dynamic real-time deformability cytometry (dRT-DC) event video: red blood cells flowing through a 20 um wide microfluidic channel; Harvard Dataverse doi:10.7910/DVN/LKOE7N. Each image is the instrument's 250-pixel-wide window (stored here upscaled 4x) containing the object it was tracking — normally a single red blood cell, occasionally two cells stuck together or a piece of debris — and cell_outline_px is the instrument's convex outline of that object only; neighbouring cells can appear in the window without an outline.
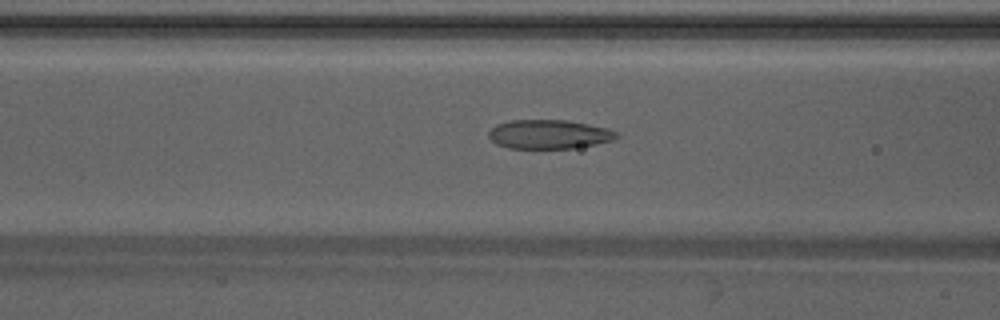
{"species": "Egyptian fruit bat (a non-hibernating species)", "species_latin": "Rousettus aegyptiacus", "temperature_condition": "warm", "stored_images_in_passage": 49, "camera_frame_rate_fps": 3000, "um_per_image_px": 0.085, "animal": {"sex": "male"}, "frame": {"image": 1, "passage_image": 20, "time_ms": 6.333, "image_size_px": [1000, 320], "cell_outline_px": [[620, 136], [612, 140], [596, 144], [572, 148], [508, 148], [496, 144], [488, 136], [488, 132], [496, 124], [512, 120], [568, 120], [608, 128], [616, 132]], "centroid_in_image_um": [46.66, 11.41], "position_along_channel_um": 119.9, "area_um2": 21.62}}
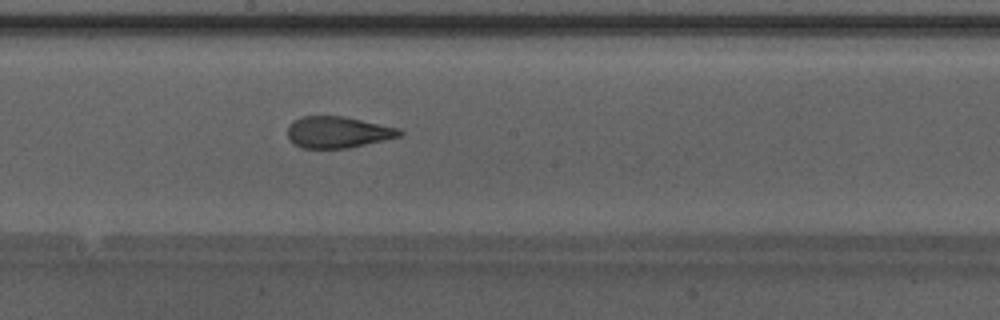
{"frame": {"image": 2, "passage_image": 27, "time_ms": 8.667, "image_size_px": [1000, 320], "cell_outline_px": [[404, 132], [400, 136], [384, 140], [348, 148], [304, 148], [296, 144], [288, 136], [288, 124], [300, 116], [344, 116], [400, 128]], "centroid_in_image_um": [28.73, 11.22], "position_along_channel_um": 219.5, "area_um2": 20.46}}
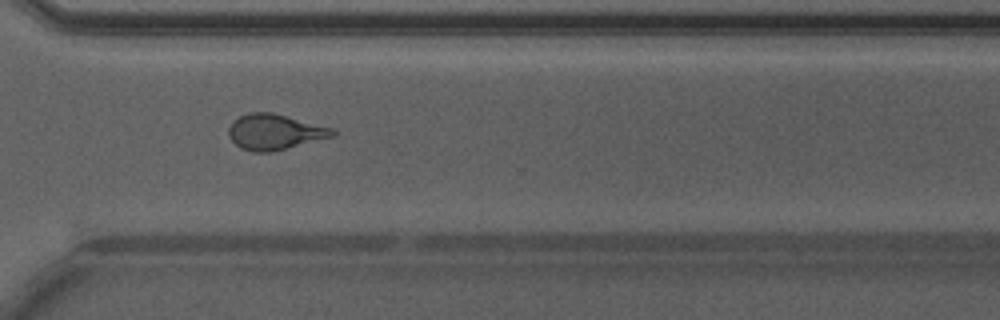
{"frame": {"image": 3, "passage_image": 36, "time_ms": 11.667, "image_size_px": [1000, 320], "cell_outline_px": [[336, 136], [272, 152], [252, 152], [240, 148], [228, 136], [228, 128], [240, 116], [248, 112], [272, 112], [332, 128], [336, 132]], "centroid_in_image_um": [23.36, 11.22], "position_along_channel_um": 347.2, "area_um2": 21.5}, "authors_computed_cell_mechanics": {"area_um2": 21.8484, "velocity_mm_per_s": 4.2695, "shape_relaxation_time_tau1_ms": null, "shape_relaxation_time_tau2_ms": 1.4068, "deformation_change_tau1": null, "deformation_change_tau2": 0.1099}}